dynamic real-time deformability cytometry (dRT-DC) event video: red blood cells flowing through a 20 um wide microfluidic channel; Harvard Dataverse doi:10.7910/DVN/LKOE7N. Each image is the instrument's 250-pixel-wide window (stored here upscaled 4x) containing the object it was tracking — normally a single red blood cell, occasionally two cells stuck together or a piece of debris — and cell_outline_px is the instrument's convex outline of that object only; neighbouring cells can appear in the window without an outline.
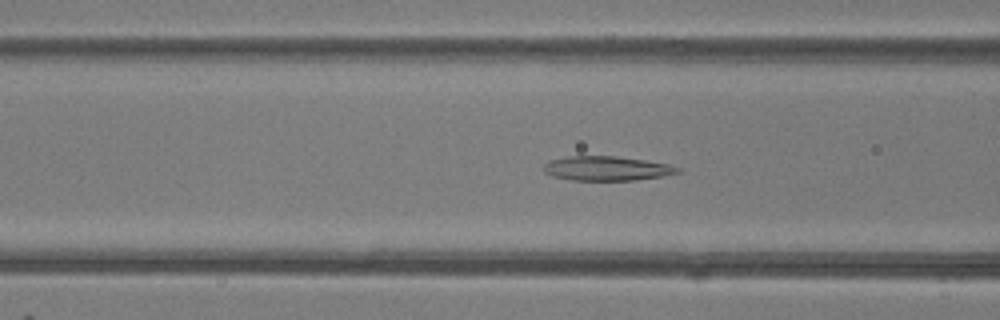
{"species": "common noctule bat (a hibernating species)", "species_latin": "Nyctalus noctula", "temperature_condition": "room temperature", "stored_images_in_passage": 49, "camera_frame_rate_fps": 3000, "um_per_image_px": 0.085, "animal": {"sex": "female"}, "frame": {"image": 1, "passage_image": 18, "time_ms": 5.667, "image_size_px": [1000, 320], "cell_outline_px": [[680, 172], [660, 176], [636, 180], [572, 180], [552, 176], [544, 172], [544, 164], [548, 160], [568, 156], [616, 156], [644, 160], [668, 164], [680, 168]], "centroid_in_image_um": [51.53, 14.31], "position_along_channel_um": 115.1, "area_um2": 18.96}}
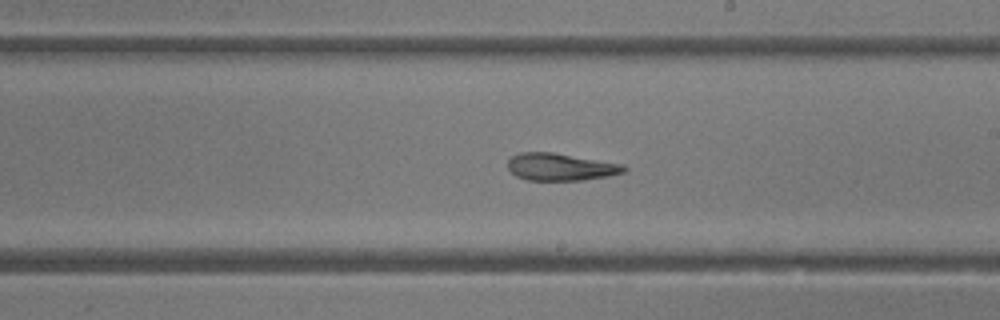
{"frame": {"image": 2, "passage_image": 27, "time_ms": 8.667, "image_size_px": [1000, 320], "cell_outline_px": [[628, 168], [624, 172], [608, 176], [584, 180], [528, 180], [516, 176], [508, 168], [508, 160], [512, 156], [520, 152], [552, 152], [624, 164]], "centroid_in_image_um": [47.66, 14.18], "position_along_channel_um": 241.3, "area_um2": 18.5}}
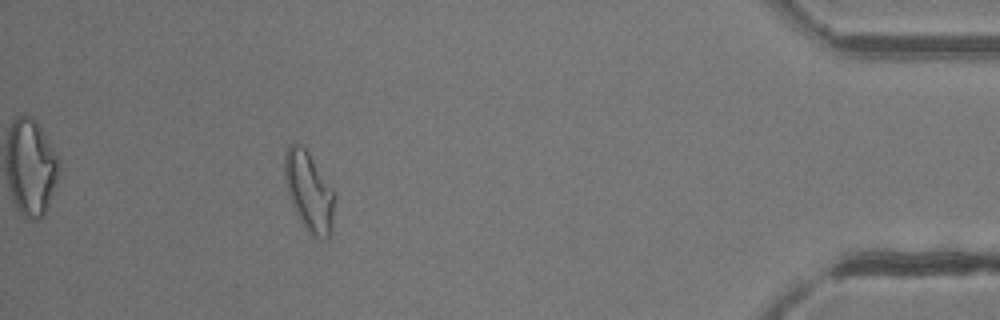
{"frame": {"image": 3, "passage_image": 43, "time_ms": 14.0, "image_size_px": [1000, 320], "cell_outline_px": [[336, 196], [332, 228], [328, 236], [324, 240], [312, 236], [304, 228], [292, 204], [284, 180], [284, 156], [288, 144], [300, 144], [308, 152], [336, 192]], "centroid_in_image_um": [26.29, 16.29], "position_along_channel_um": 408.9, "area_um2": 23.41}, "authors_computed_cell_mechanics": {"area_um2": 21.0392, "velocity_mm_per_s": 4.2148, "shape_relaxation_time_tau1_ms": 9.6797, "shape_relaxation_time_tau2_ms": 2.9609, "deformation_change_tau1": 0.2644, "deformation_change_tau2": 0.1148}}